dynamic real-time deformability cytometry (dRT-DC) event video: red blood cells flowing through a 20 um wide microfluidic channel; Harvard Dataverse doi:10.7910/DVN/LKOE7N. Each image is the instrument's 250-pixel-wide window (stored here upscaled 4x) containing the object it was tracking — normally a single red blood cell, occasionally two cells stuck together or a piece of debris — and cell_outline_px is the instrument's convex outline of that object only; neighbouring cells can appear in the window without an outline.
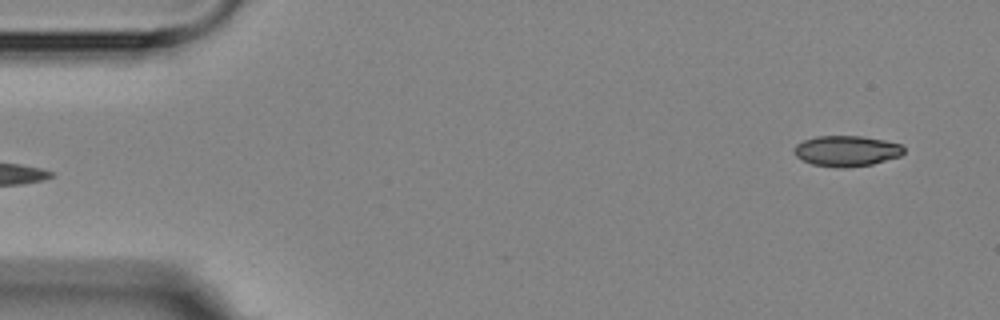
{"species": "Egyptian fruit bat (a non-hibernating species)", "species_latin": "Rousettus aegyptiacus", "temperature_condition": "room temperature", "stored_images_in_passage": 6, "segment_of_instrument_passage": [2, 2], "camera_frame_rate_fps": 3000, "um_per_image_px": 0.085, "animal": {"sex": "female"}, "frame": {"image": 1, "passage_image": 6, "time_ms": 5.667, "image_size_px": [1000, 320], "cell_outline_px": [[904, 152], [900, 156], [872, 164], [848, 168], [836, 168], [812, 164], [796, 156], [792, 152], [792, 148], [796, 144], [804, 140], [816, 136], [860, 136], [884, 140], [900, 144], [904, 148]], "centroid_in_image_um": [71.92, 12.83], "position_along_channel_um": 13.1, "area_um2": 19.71}}